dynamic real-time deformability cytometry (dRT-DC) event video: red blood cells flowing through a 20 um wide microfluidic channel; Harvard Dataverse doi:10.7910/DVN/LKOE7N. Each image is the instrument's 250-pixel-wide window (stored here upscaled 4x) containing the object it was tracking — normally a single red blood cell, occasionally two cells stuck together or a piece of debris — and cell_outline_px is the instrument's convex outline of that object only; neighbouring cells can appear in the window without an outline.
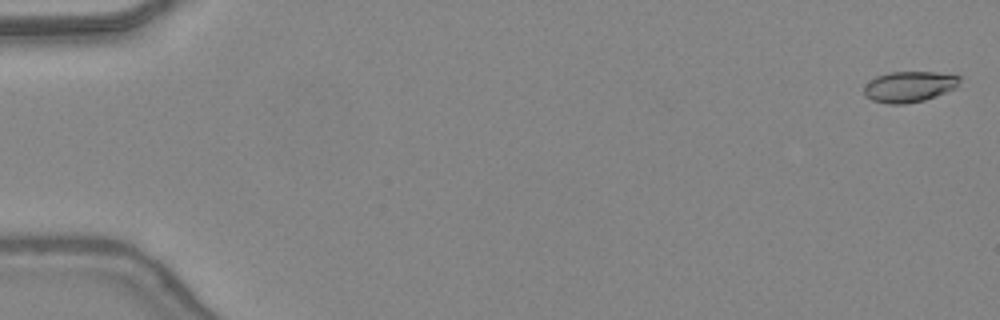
{"species": "common noctule bat (a hibernating species)", "species_latin": "Nyctalus noctula", "temperature_condition": "warm", "stored_images_in_passage": 46, "camera_frame_rate_fps": 3000, "um_per_image_px": 0.085, "animal": {"sex": "female", "body_mass_g": 24.6, "forearm_length_mm": 56.2}, "frame": {"image": 1, "passage_image": 1, "time_ms": 0.0, "image_size_px": [1000, 320], "cell_outline_px": [[960, 80], [956, 88], [936, 96], [924, 100], [904, 104], [888, 104], [872, 100], [864, 96], [864, 88], [876, 76], [888, 72], [936, 72], [960, 76]], "centroid_in_image_um": [77.29, 7.37], "position_along_channel_um": 7.7, "area_um2": 17.11}}
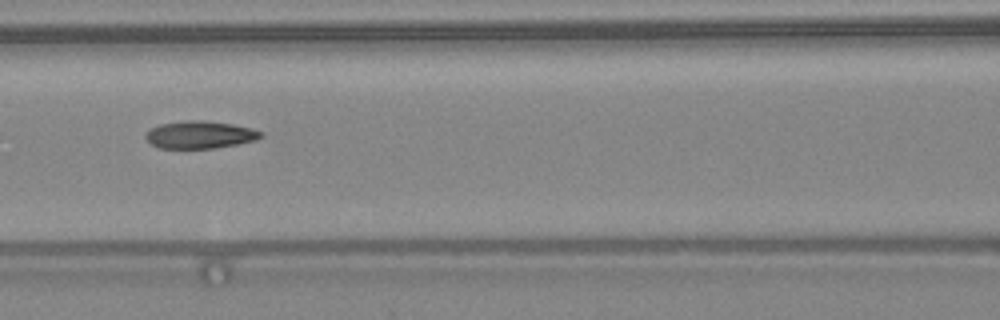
{"frame": {"image": 2, "passage_image": 22, "time_ms": 7.0, "image_size_px": [1000, 320], "cell_outline_px": [[264, 136], [256, 140], [236, 144], [212, 148], [160, 148], [152, 144], [144, 136], [152, 128], [160, 124], [184, 120], [204, 120], [232, 124], [252, 128], [264, 132]], "centroid_in_image_um": [17.03, 11.44], "position_along_channel_um": 149.6, "area_um2": 18.38}}
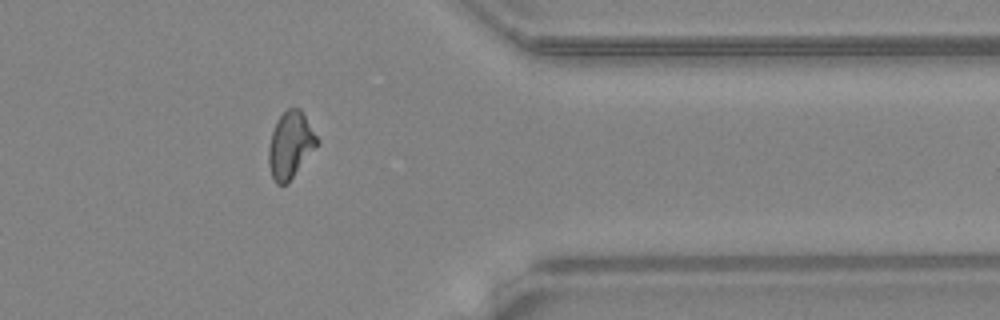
{"frame": {"image": 3, "passage_image": 39, "time_ms": 12.667, "image_size_px": [1000, 320], "cell_outline_px": [[320, 140], [288, 184], [276, 184], [272, 176], [268, 164], [268, 148], [272, 132], [276, 120], [288, 108], [300, 108], [304, 112]], "centroid_in_image_um": [24.68, 12.3], "position_along_channel_um": 386.7, "area_um2": 18.84}, "authors_computed_cell_mechanics": {"area_um2": 18.4382, "velocity_mm_per_s": 4.4214, "shape_relaxation_time_tau1_ms": null, "shape_relaxation_time_tau2_ms": 2.1097, "deformation_change_tau1": null, "deformation_change_tau2": 0.0976}}